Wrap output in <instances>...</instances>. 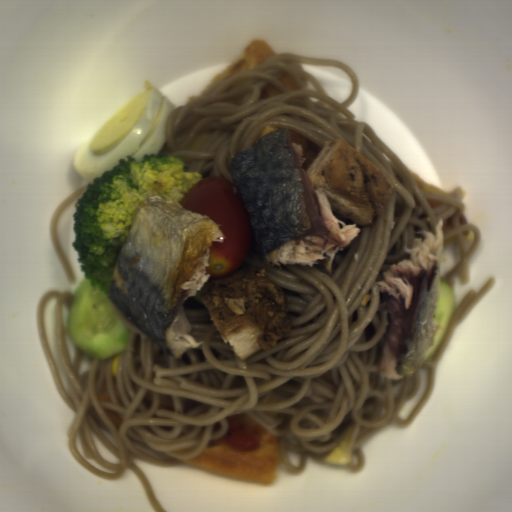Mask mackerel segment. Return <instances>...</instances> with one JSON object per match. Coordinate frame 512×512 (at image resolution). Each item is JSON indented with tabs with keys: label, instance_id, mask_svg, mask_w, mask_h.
Here are the masks:
<instances>
[{
	"label": "mackerel segment",
	"instance_id": "3",
	"mask_svg": "<svg viewBox=\"0 0 512 512\" xmlns=\"http://www.w3.org/2000/svg\"><path fill=\"white\" fill-rule=\"evenodd\" d=\"M443 220L436 234L422 230L403 248L410 258L401 259L382 273L378 287L388 298V329L381 377L398 380L416 374L434 343L440 323L434 319L438 301L443 255Z\"/></svg>",
	"mask_w": 512,
	"mask_h": 512
},
{
	"label": "mackerel segment",
	"instance_id": "2",
	"mask_svg": "<svg viewBox=\"0 0 512 512\" xmlns=\"http://www.w3.org/2000/svg\"><path fill=\"white\" fill-rule=\"evenodd\" d=\"M302 146L288 128L267 132L234 156L229 174L252 224L253 236L275 266L314 265L332 270L337 252L360 232L333 215L323 188L314 186Z\"/></svg>",
	"mask_w": 512,
	"mask_h": 512
},
{
	"label": "mackerel segment",
	"instance_id": "4",
	"mask_svg": "<svg viewBox=\"0 0 512 512\" xmlns=\"http://www.w3.org/2000/svg\"><path fill=\"white\" fill-rule=\"evenodd\" d=\"M200 302L221 341L241 360L274 348L291 326L283 290L262 270L243 268L216 281Z\"/></svg>",
	"mask_w": 512,
	"mask_h": 512
},
{
	"label": "mackerel segment",
	"instance_id": "1",
	"mask_svg": "<svg viewBox=\"0 0 512 512\" xmlns=\"http://www.w3.org/2000/svg\"><path fill=\"white\" fill-rule=\"evenodd\" d=\"M223 240L211 218L147 194L120 248L108 300L164 354L179 359L202 345L190 334L184 302L211 278L210 247Z\"/></svg>",
	"mask_w": 512,
	"mask_h": 512
}]
</instances>
